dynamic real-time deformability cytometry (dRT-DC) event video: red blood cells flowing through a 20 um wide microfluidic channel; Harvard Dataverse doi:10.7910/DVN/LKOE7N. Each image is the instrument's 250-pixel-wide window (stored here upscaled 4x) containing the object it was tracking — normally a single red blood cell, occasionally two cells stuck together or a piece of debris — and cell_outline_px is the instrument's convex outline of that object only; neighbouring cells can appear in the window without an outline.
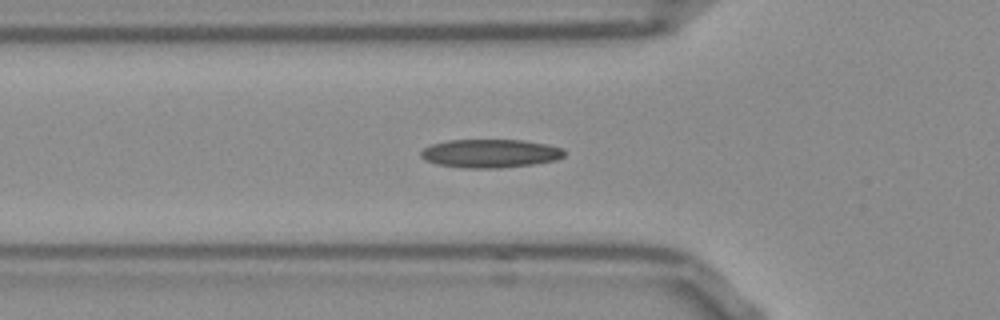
{"species": "Egyptian fruit bat (a non-hibernating species)", "species_latin": "Rousettus aegyptiacus", "temperature_condition": "room temperature", "stored_images_in_passage": 37, "camera_frame_rate_fps": 3000, "um_per_image_px": 0.085, "frame": {"image": 1, "passage_image": 2, "time_ms": 0.333, "image_size_px": [1000, 320], "cell_outline_px": [[564, 156], [556, 160], [532, 164], [500, 168], [468, 168], [436, 164], [424, 160], [420, 156], [420, 152], [424, 148], [432, 144], [448, 140], [524, 140], [548, 144], [564, 148]], "centroid_in_image_um": [41.67, 13.04], "position_along_channel_um": 84.1, "area_um2": 23.87}}
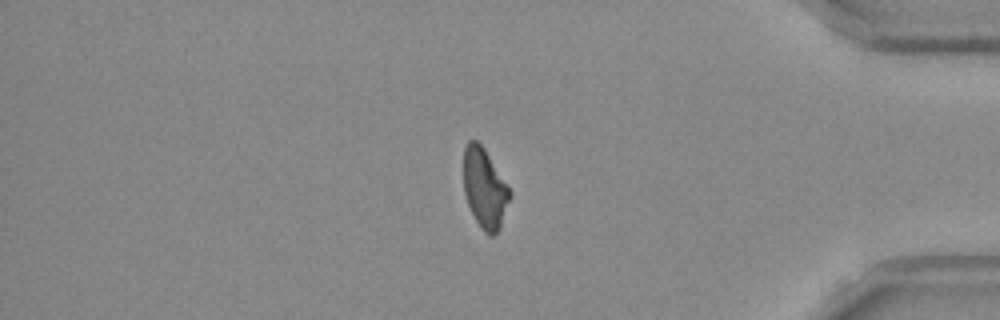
{"frame": {"image": 2, "passage_image": 29, "time_ms": 9.333, "image_size_px": [1000, 320], "cell_outline_px": [[512, 196], [500, 228], [492, 236], [488, 236], [480, 228], [468, 204], [464, 192], [464, 148], [468, 140], [476, 140], [484, 148], [508, 184], [512, 192]], "centroid_in_image_um": [41.22, 16.02], "position_along_channel_um": 394.0, "area_um2": 21.68}}
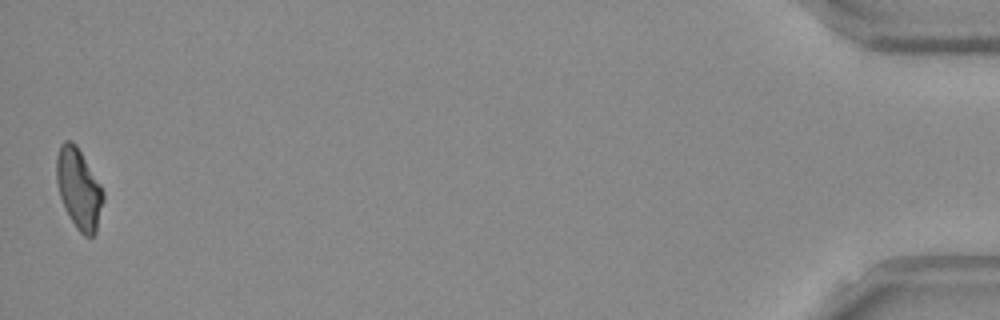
{"frame": {"image": 3, "passage_image": 37, "time_ms": 12.0, "image_size_px": [1000, 320], "cell_outline_px": [[104, 200], [96, 232], [92, 236], [84, 236], [76, 228], [64, 208], [60, 196], [56, 180], [56, 156], [60, 144], [64, 140], [72, 140], [76, 144], [100, 184], [104, 192]], "centroid_in_image_um": [6.69, 16.03], "position_along_channel_um": 428.5, "area_um2": 21.96}}